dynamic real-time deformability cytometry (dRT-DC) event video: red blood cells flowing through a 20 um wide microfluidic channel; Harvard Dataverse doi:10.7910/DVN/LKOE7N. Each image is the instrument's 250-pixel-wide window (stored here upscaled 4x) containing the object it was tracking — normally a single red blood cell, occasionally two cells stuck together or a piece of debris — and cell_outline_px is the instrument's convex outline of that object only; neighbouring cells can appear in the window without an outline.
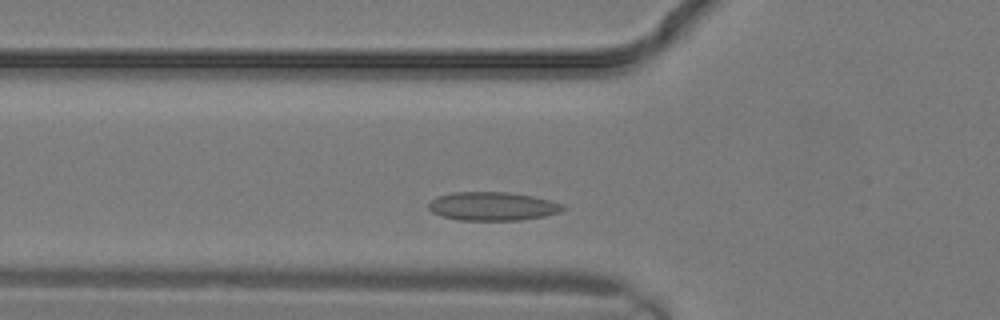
{"species": "common noctule bat (a hibernating species)", "species_latin": "Nyctalus noctula", "temperature_condition": "warm", "stored_images_in_passage": 8, "camera_frame_rate_fps": 3000, "um_per_image_px": 0.085, "animal": {"sex": "male", "body_mass_g": 19.2, "forearm_length_mm": 51.8}, "frame": {"image": 1, "passage_image": 4, "time_ms": 1.0, "image_size_px": [1000, 320], "cell_outline_px": [[568, 208], [560, 212], [544, 216], [520, 220], [456, 220], [440, 216], [432, 212], [428, 208], [428, 204], [436, 196], [452, 192], [508, 192], [532, 196], [548, 200], [560, 204]], "centroid_in_image_um": [41.82, 17.53], "position_along_channel_um": 84.0, "area_um2": 22.43}}
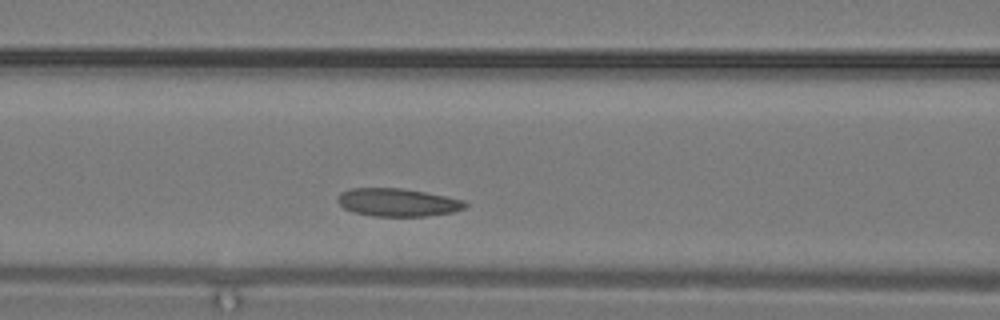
{"frame": {"image": 2, "passage_image": 6, "time_ms": 1.667, "image_size_px": [1000, 320], "cell_outline_px": [[468, 204], [464, 208], [452, 212], [428, 216], [372, 216], [356, 212], [344, 208], [336, 200], [340, 192], [352, 188], [400, 188], [424, 192], [464, 200]], "centroid_in_image_um": [33.79, 17.2], "position_along_channel_um": 132.8, "area_um2": 20.63}}
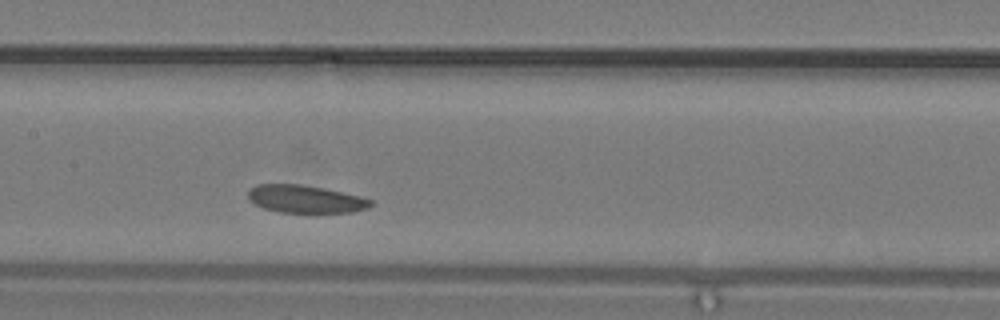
{"frame": {"image": 3, "passage_image": 8, "time_ms": 2.333, "image_size_px": [1000, 320], "cell_outline_px": [[372, 204], [368, 208], [352, 212], [280, 212], [264, 208], [248, 200], [248, 192], [256, 184], [300, 184], [324, 188], [360, 196], [372, 200]], "centroid_in_image_um": [25.95, 16.91], "position_along_channel_um": 181.4, "area_um2": 19.65}}